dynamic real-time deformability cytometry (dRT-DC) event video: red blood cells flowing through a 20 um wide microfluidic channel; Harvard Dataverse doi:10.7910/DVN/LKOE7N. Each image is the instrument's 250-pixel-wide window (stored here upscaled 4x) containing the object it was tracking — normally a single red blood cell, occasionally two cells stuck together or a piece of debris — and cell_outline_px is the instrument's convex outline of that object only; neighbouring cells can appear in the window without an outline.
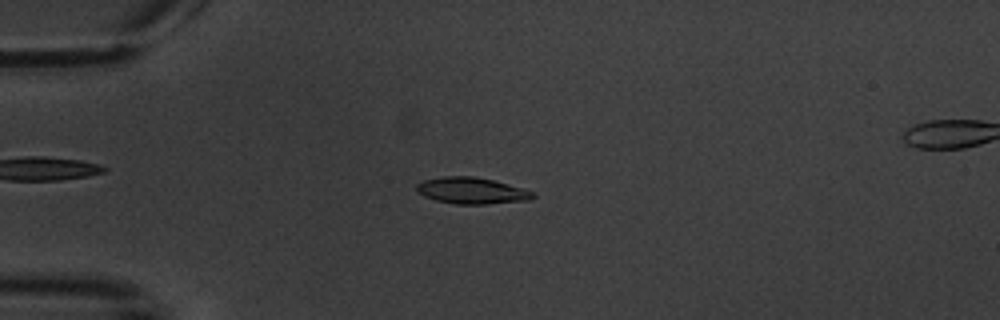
{"species": "common noctule bat (a hibernating species)", "species_latin": "Nyctalus noctula", "temperature_condition": "warm", "stored_images_in_passage": 5, "camera_frame_rate_fps": 3000, "um_per_image_px": 0.085, "animal": {"sex": "male", "body_mass_g": 20.1, "forearm_length_mm": 53.5}, "frame": {"image": 1, "passage_image": 4, "time_ms": 4.0, "image_size_px": [1000, 320], "cell_outline_px": [[536, 196], [532, 200], [488, 204], [456, 204], [436, 200], [424, 196], [416, 192], [416, 184], [424, 180], [444, 176], [472, 176], [492, 180], [536, 192]], "centroid_in_image_um": [40.11, 16.21], "position_along_channel_um": 44.9, "area_um2": 17.98}}